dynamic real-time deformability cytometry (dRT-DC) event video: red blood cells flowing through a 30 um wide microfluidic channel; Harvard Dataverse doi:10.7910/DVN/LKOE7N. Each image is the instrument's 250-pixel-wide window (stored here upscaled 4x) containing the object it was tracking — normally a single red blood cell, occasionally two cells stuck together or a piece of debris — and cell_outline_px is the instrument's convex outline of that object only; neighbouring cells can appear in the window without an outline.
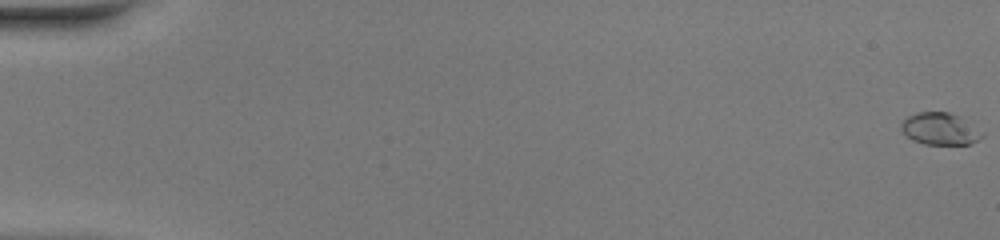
{"species": "common noctule bat (a hibernating species)", "species_latin": "Nyctalus noctula", "temperature_condition": "warm", "stored_images_in_passage": 53, "camera_frame_rate_fps": 3000, "um_per_image_px": 0.085, "animal": {"sex": "female", "body_mass_g": 20.0, "forearm_length_mm": 54.0}, "frame": {"image": 1, "passage_image": 1, "time_ms": 0.0, "image_size_px": [1000, 240], "cell_outline_px": [[984, 136], [972, 144], [924, 144], [912, 140], [900, 128], [900, 124], [908, 116], [916, 112], [948, 112], [960, 116], [984, 132]], "centroid_in_image_um": [79.93, 10.95], "position_along_channel_um": 5.1, "area_um2": 15.2}}
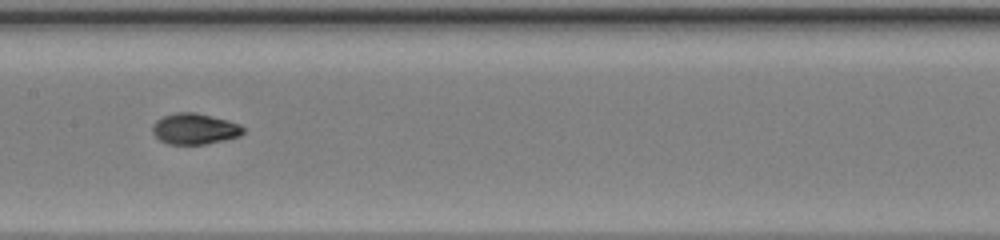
{"frame": {"image": 2, "passage_image": 28, "time_ms": 9.0, "image_size_px": [1000, 240], "cell_outline_px": [[244, 132], [240, 136], [224, 140], [204, 144], [168, 144], [160, 140], [152, 132], [152, 124], [156, 120], [164, 116], [176, 112], [196, 112], [228, 120], [240, 124], [244, 128]], "centroid_in_image_um": [16.55, 10.94], "position_along_channel_um": 190.9, "area_um2": 16.42}}
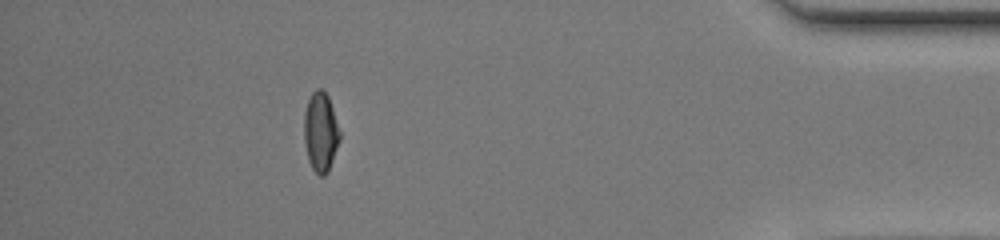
{"frame": {"image": 3, "passage_image": 47, "time_ms": 15.333, "image_size_px": [1000, 240], "cell_outline_px": [[340, 140], [328, 172], [324, 176], [320, 176], [312, 168], [308, 160], [304, 140], [304, 112], [308, 100], [312, 92], [316, 88], [324, 88], [328, 96], [340, 132]], "centroid_in_image_um": [27.24, 11.2], "position_along_channel_um": 408.0, "area_um2": 16.59}}